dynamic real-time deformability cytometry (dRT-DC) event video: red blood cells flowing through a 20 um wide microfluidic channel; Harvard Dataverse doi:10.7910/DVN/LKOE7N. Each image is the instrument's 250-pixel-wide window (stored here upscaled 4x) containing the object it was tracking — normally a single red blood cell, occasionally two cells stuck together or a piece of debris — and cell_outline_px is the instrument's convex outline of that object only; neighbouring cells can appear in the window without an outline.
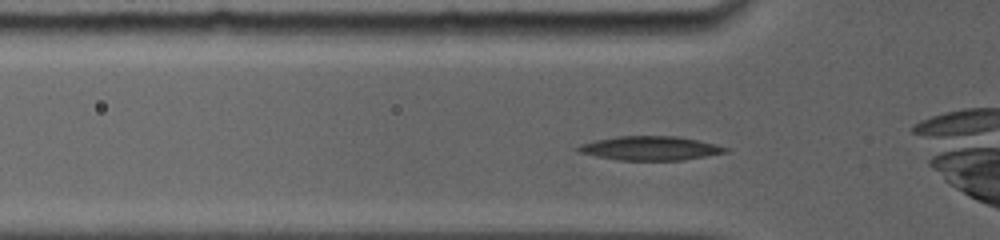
{"species": "common noctule bat (a hibernating species)", "species_latin": "Nyctalus noctula", "temperature_condition": "room temperature", "stored_images_in_passage": 58, "camera_frame_rate_fps": 5000, "um_per_image_px": 0.085, "animal": {"sex": "female", "body_mass_g": 19.0, "forearm_length_mm": 56.7}, "frame": {"image": 1, "passage_image": 2, "time_ms": 0.2, "image_size_px": [1000, 240], "cell_outline_px": [[728, 152], [684, 160], [620, 160], [596, 156], [580, 152], [572, 148], [580, 144], [592, 140], [616, 136], [676, 136], [716, 144], [728, 148]], "centroid_in_image_um": [55.22, 12.59], "position_along_channel_um": 70.6, "area_um2": 20.69}}
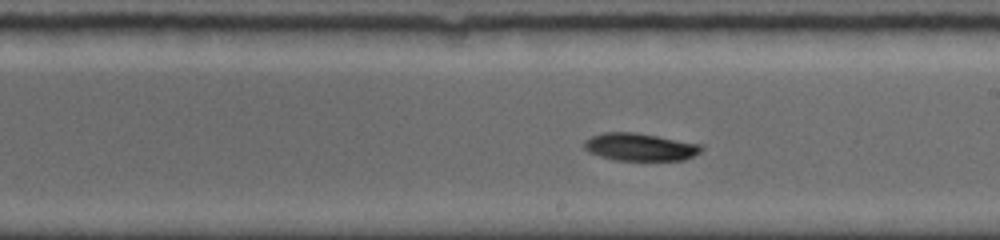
{"frame": {"image": 2, "passage_image": 28, "time_ms": 4.4, "image_size_px": [1000, 240], "cell_outline_px": [[704, 148], [700, 152], [684, 160], [616, 160], [600, 156], [588, 152], [584, 148], [584, 140], [592, 136], [604, 132], [636, 132], [704, 144]], "centroid_in_image_um": [54.43, 12.48], "position_along_channel_um": 234.6, "area_um2": 19.02}}
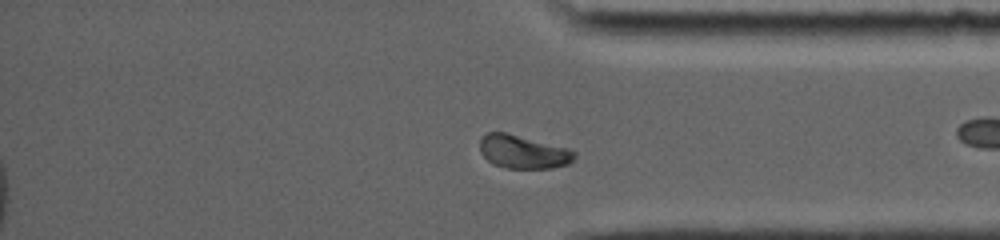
{"frame": {"image": 3, "passage_image": 46, "time_ms": 8.4, "image_size_px": [1000, 240], "cell_outline_px": [[576, 156], [568, 164], [552, 168], [508, 168], [492, 164], [480, 152], [480, 136], [488, 132], [508, 132], [568, 148], [576, 152]], "centroid_in_image_um": [44.45, 12.89], "position_along_channel_um": 390.8, "area_um2": 18.55}, "authors_computed_cell_mechanics": {"area_um2": 18.7272, "velocity_mm_per_s": 3.915, "shape_relaxation_time_tau1_ms": 4.0332, "shape_relaxation_time_tau2_ms": 5.1499, "deformation_change_tau1": 0.1117, "deformation_change_tau2": 0.0898}}